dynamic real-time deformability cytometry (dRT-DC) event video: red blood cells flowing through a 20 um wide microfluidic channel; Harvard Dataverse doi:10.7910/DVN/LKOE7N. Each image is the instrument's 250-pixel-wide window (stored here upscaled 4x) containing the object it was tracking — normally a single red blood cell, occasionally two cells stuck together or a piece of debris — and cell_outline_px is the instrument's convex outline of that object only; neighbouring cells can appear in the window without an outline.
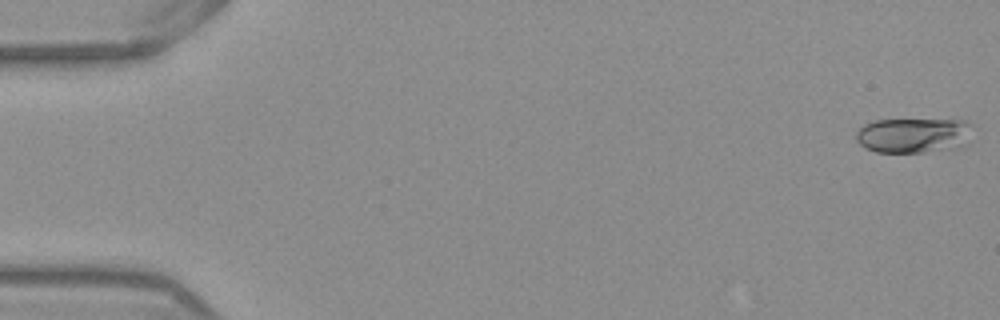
{"species": "Egyptian fruit bat (a non-hibernating species)", "species_latin": "Rousettus aegyptiacus", "temperature_condition": "warm", "stored_images_in_passage": 52, "camera_frame_rate_fps": 3000, "um_per_image_px": 0.085, "frame": {"image": 1, "passage_image": 1, "time_ms": 0.0, "image_size_px": [1000, 320], "cell_outline_px": [[972, 124], [964, 148], [924, 152], [876, 152], [864, 148], [856, 140], [856, 132], [864, 124], [876, 120], [956, 116], [968, 120]], "centroid_in_image_um": [77.75, 11.44], "position_along_channel_um": 7.3, "area_um2": 25.32}}
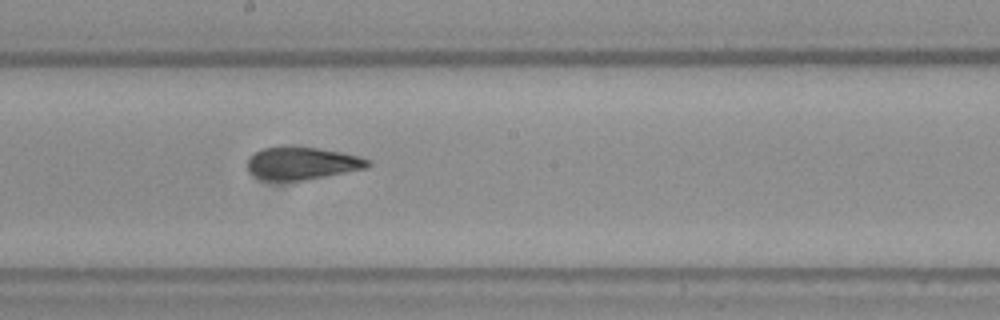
{"frame": {"image": 2, "passage_image": 29, "time_ms": 9.333, "image_size_px": [1000, 320], "cell_outline_px": [[372, 164], [368, 168], [304, 180], [260, 180], [252, 176], [248, 172], [248, 156], [264, 148], [280, 144], [296, 144], [340, 152], [360, 156], [372, 160]], "centroid_in_image_um": [25.65, 13.84], "position_along_channel_um": 222.6, "area_um2": 23.7}}
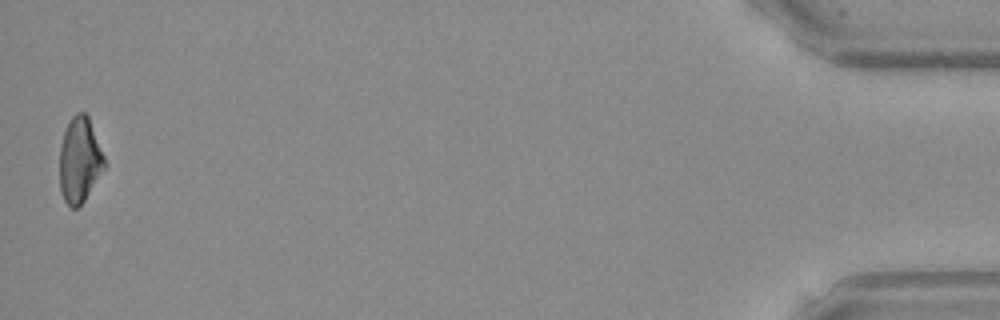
{"frame": {"image": 3, "passage_image": 52, "time_ms": 17.0, "image_size_px": [1000, 320], "cell_outline_px": [[104, 168], [84, 200], [76, 208], [72, 208], [64, 200], [60, 188], [60, 144], [64, 132], [72, 116], [76, 112], [84, 112], [88, 116], [104, 156]], "centroid_in_image_um": [6.75, 13.59], "position_along_channel_um": 428.5, "area_um2": 21.85}, "authors_computed_cell_mechanics": {"area_um2": 22.8888, "velocity_mm_per_s": 3.9004, "shape_relaxation_time_tau1_ms": 5.8392, "shape_relaxation_time_tau2_ms": 2.2988, "deformation_change_tau1": 0.2016, "deformation_change_tau2": 0.0767}}